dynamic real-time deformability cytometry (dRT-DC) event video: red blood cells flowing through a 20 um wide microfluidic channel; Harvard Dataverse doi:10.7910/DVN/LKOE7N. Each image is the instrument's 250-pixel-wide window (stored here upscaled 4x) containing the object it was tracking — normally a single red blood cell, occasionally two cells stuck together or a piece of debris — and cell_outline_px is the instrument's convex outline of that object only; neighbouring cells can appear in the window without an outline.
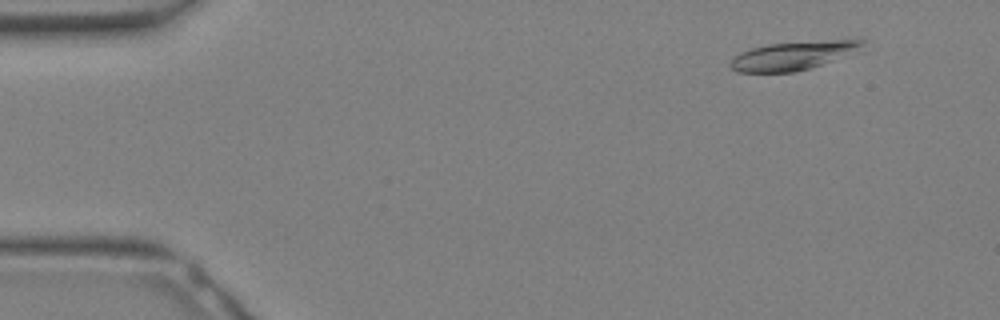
{"species": "Egyptian fruit bat (a non-hibernating species)", "species_latin": "Rousettus aegyptiacus", "temperature_condition": "warm", "stored_images_in_passage": 31, "camera_frame_rate_fps": 3000, "um_per_image_px": 0.085, "animal": {"sex": "female"}, "frame": {"image": 1, "passage_image": 3, "time_ms": 0.667, "image_size_px": [1000, 320], "cell_outline_px": [[864, 52], [796, 72], [740, 72], [732, 68], [728, 64], [732, 56], [740, 52], [752, 48], [768, 44], [860, 36], [864, 40]], "centroid_in_image_um": [67.65, 4.67], "position_along_channel_um": 17.4, "area_um2": 23.35}}
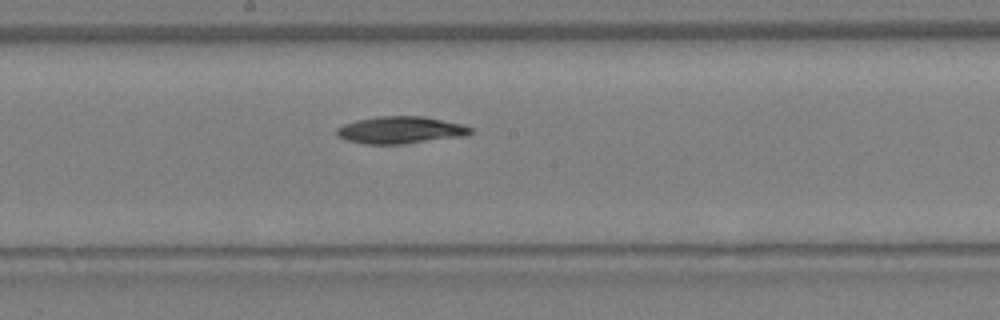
{"frame": {"image": 2, "passage_image": 17, "time_ms": 5.333, "image_size_px": [1000, 320], "cell_outline_px": [[472, 132], [468, 136], [404, 144], [364, 144], [348, 140], [340, 136], [336, 132], [336, 128], [344, 124], [356, 120], [376, 116], [424, 116], [464, 124], [472, 128]], "centroid_in_image_um": [34.1, 11.05], "position_along_channel_um": 214.1, "area_um2": 21.39}}
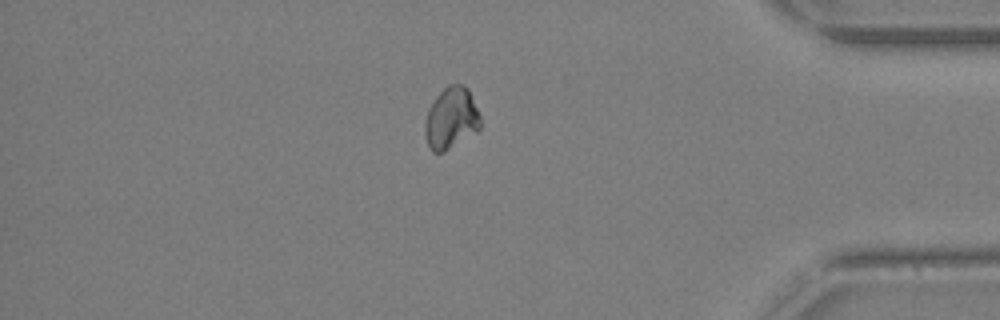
{"frame": {"image": 3, "passage_image": 27, "time_ms": 8.667, "image_size_px": [1000, 320], "cell_outline_px": [[480, 128], [444, 152], [432, 152], [428, 144], [424, 132], [424, 124], [428, 108], [436, 96], [448, 84], [460, 84], [468, 88], [480, 116]], "centroid_in_image_um": [38.32, 10.04], "position_along_channel_um": 396.9, "area_um2": 19.71}}